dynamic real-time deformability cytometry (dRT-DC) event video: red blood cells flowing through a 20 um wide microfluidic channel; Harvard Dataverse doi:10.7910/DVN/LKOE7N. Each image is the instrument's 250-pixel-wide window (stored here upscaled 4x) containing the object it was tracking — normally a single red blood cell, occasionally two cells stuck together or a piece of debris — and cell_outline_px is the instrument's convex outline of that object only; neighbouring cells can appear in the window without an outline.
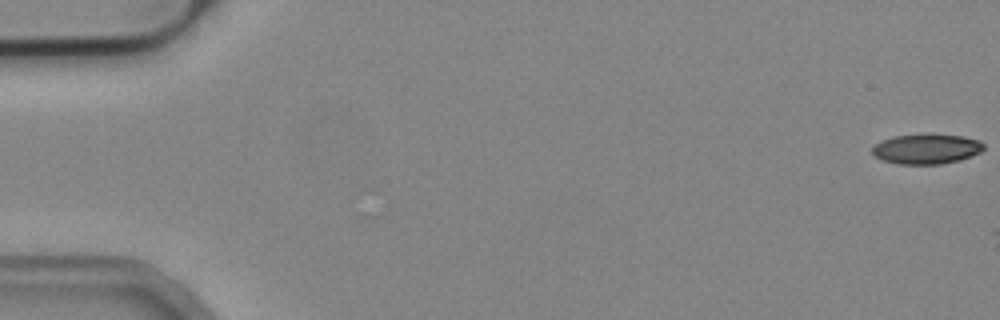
{"species": "common noctule bat (a hibernating species)", "species_latin": "Nyctalus noctula", "temperature_condition": "cold", "stored_images_in_passage": 3, "camera_frame_rate_fps": 3000, "um_per_image_px": 0.085, "animal": {"sex": "male", "body_mass_g": 19.2, "forearm_length_mm": 51.8}, "frame": {"image": 1, "passage_image": 1, "time_ms": 0.0, "image_size_px": [1000, 320], "cell_outline_px": [[984, 148], [980, 152], [972, 156], [960, 160], [940, 164], [896, 164], [872, 156], [872, 148], [880, 140], [892, 136], [964, 136], [980, 140], [984, 144]], "centroid_in_image_um": [78.74, 12.69], "position_along_channel_um": 6.3, "area_um2": 19.13}}